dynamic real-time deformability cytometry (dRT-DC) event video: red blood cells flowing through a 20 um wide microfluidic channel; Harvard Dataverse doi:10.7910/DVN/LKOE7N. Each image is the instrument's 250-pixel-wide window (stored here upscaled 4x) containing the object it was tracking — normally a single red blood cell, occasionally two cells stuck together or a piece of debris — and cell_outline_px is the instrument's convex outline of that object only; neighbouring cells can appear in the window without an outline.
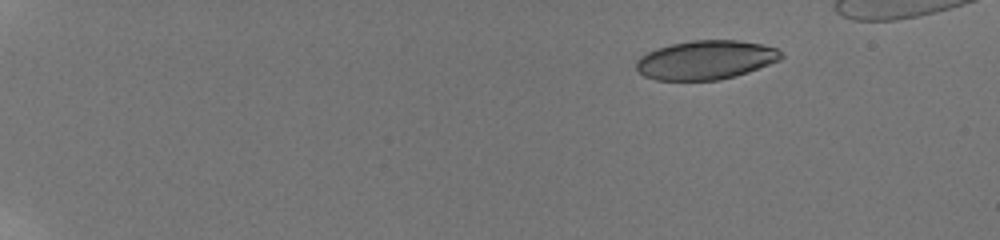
{"species": "human", "species_latin": "Homo sapiens", "temperature_condition": "room temperature", "stored_images_in_passage": 10, "camera_frame_rate_fps": 3000, "um_per_image_px": 0.085, "donor": {"sex": "male"}, "frame": {"image": 1, "passage_image": 4, "time_ms": 3.333, "image_size_px": [1000, 240], "cell_outline_px": [[784, 56], [780, 60], [748, 72], [736, 76], [720, 80], [656, 80], [644, 76], [636, 68], [636, 60], [640, 56], [656, 48], [672, 44], [692, 40], [736, 40], [760, 44], [776, 48]], "centroid_in_image_um": [59.98, 5.1], "position_along_channel_um": 25.0, "area_um2": 32.89}}